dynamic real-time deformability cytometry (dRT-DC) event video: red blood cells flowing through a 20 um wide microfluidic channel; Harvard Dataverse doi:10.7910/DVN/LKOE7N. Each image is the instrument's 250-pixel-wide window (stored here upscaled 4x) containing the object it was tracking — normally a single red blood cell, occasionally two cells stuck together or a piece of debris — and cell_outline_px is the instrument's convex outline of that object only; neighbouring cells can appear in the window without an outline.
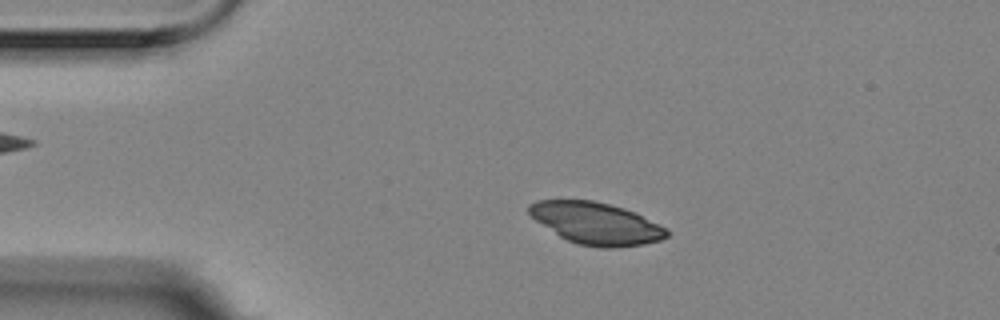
{"species": "Egyptian fruit bat (a non-hibernating species)", "species_latin": "Rousettus aegyptiacus", "temperature_condition": "room temperature", "stored_images_in_passage": 4, "camera_frame_rate_fps": 3000, "um_per_image_px": 0.085, "animal": {"sex": "female"}, "frame": {"image": 1, "passage_image": 3, "time_ms": 0.667, "image_size_px": [1000, 320], "cell_outline_px": [[672, 232], [668, 236], [660, 240], [644, 244], [612, 248], [600, 248], [580, 244], [568, 240], [560, 236], [536, 220], [528, 212], [528, 204], [536, 200], [592, 200], [624, 208], [636, 212], [668, 228]], "centroid_in_image_um": [50.73, 18.98], "position_along_channel_um": 34.3, "area_um2": 33.7}}